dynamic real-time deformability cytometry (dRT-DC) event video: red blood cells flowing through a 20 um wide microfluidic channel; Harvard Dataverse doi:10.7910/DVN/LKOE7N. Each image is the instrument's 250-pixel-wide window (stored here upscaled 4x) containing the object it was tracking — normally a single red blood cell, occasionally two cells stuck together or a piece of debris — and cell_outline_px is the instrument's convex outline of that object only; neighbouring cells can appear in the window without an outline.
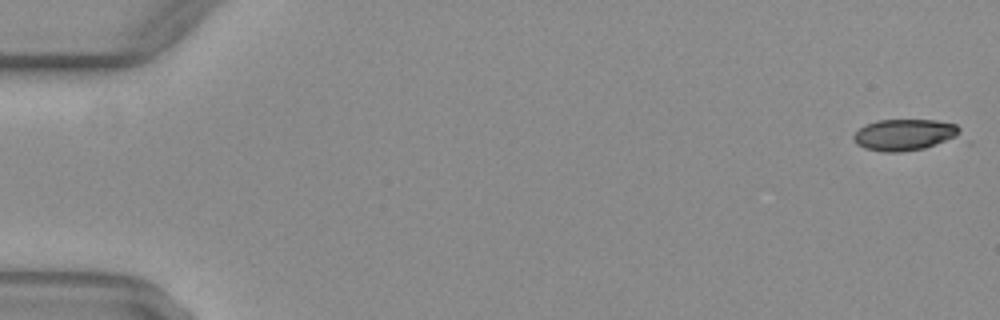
{"species": "common noctule bat (a hibernating species)", "species_latin": "Nyctalus noctula", "temperature_condition": "warm", "stored_images_in_passage": 48, "camera_frame_rate_fps": 3000, "um_per_image_px": 0.085, "animal": {"sex": "female", "body_mass_g": 29.2, "forearm_length_mm": 56.3}, "frame": {"image": 1, "passage_image": 1, "time_ms": 0.0, "image_size_px": [1000, 320], "cell_outline_px": [[972, 144], [900, 152], [884, 152], [864, 148], [856, 144], [852, 140], [852, 136], [864, 124], [876, 120], [936, 120], [956, 124], [972, 140]], "centroid_in_image_um": [77.3, 11.52], "position_along_channel_um": 7.7, "area_um2": 22.02}}
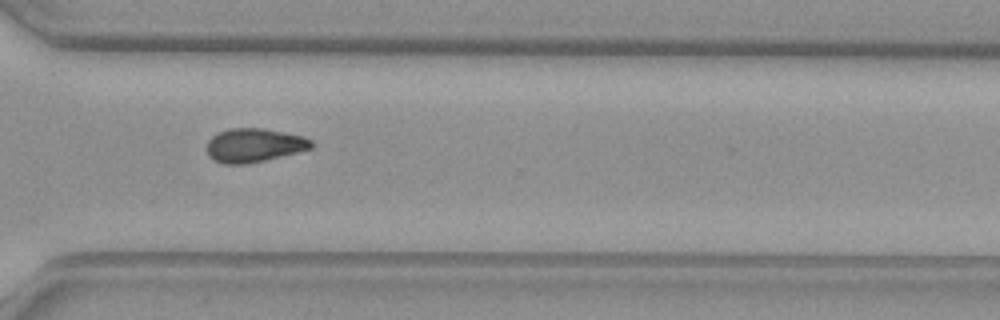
{"frame": {"image": 2, "passage_image": 38, "time_ms": 12.333, "image_size_px": [1000, 320], "cell_outline_px": [[312, 148], [248, 164], [224, 164], [208, 156], [208, 140], [216, 132], [228, 128], [264, 128], [304, 136], [312, 140]], "centroid_in_image_um": [21.58, 12.33], "position_along_channel_um": 349.0, "area_um2": 20.52}}
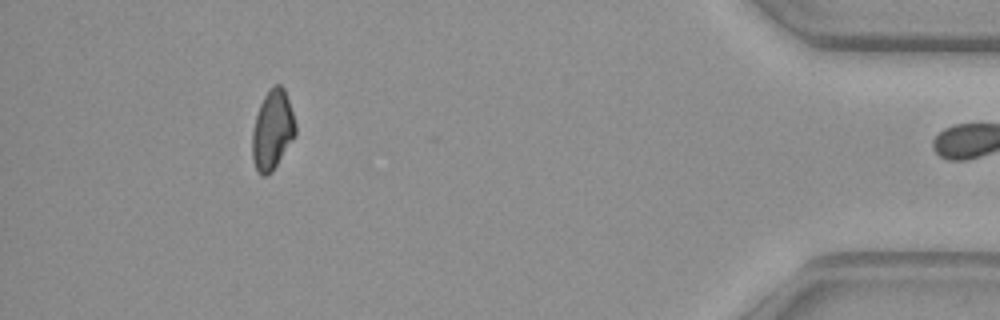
{"frame": {"image": 3, "passage_image": 47, "time_ms": 15.333, "image_size_px": [1000, 320], "cell_outline_px": [[296, 136], [272, 172], [264, 176], [256, 168], [252, 160], [252, 132], [256, 116], [260, 104], [268, 88], [272, 84], [280, 84], [284, 88], [296, 124]], "centroid_in_image_um": [23.16, 11.03], "position_along_channel_um": 412.0, "area_um2": 20.11}}